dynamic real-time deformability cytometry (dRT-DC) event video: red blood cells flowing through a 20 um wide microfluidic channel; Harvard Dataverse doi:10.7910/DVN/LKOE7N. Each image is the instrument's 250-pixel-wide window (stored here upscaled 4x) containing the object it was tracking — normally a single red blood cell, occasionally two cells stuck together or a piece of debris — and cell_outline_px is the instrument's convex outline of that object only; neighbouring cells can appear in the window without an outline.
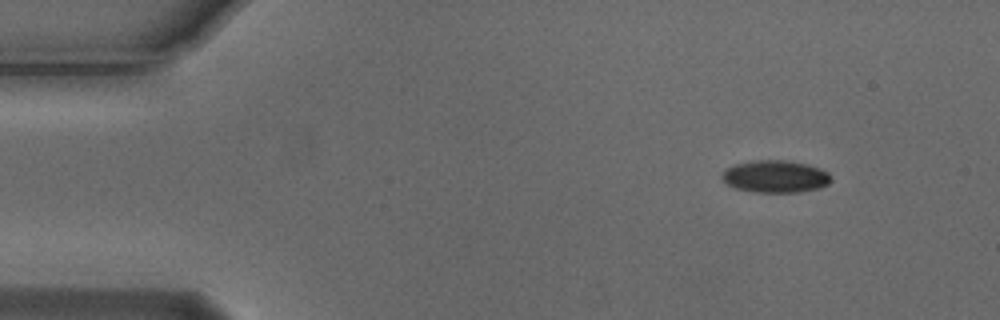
{"species": "Egyptian fruit bat (a non-hibernating species)", "species_latin": "Rousettus aegyptiacus", "temperature_condition": "cold", "stored_images_in_passage": 49, "camera_frame_rate_fps": 3000, "um_per_image_px": 0.085, "animal": {"sex": "male"}, "frame": {"image": 1, "passage_image": 1, "time_ms": 0.0, "image_size_px": [1000, 320], "cell_outline_px": [[832, 180], [828, 184], [820, 188], [796, 192], [752, 192], [736, 188], [728, 184], [720, 176], [724, 168], [736, 164], [756, 160], [784, 160], [808, 164], [820, 168], [828, 172]], "centroid_in_image_um": [65.9, 15.0], "position_along_channel_um": 19.1, "area_um2": 20.58}}
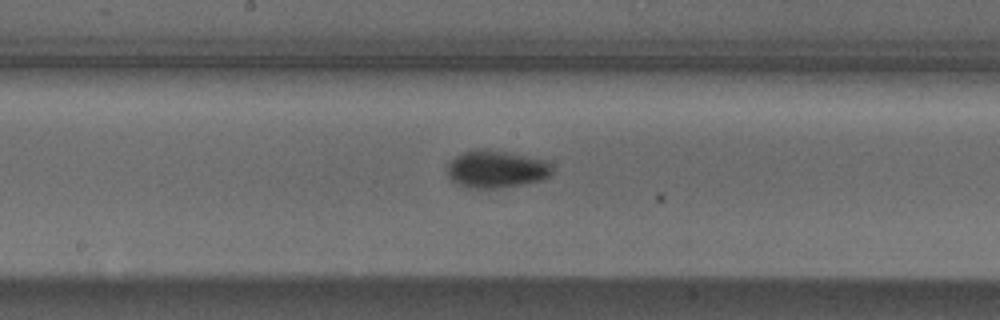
{"frame": {"image": 2, "passage_image": 23, "time_ms": 7.333, "image_size_px": [1000, 320], "cell_outline_px": [[552, 172], [544, 180], [496, 188], [464, 188], [456, 184], [448, 176], [448, 164], [456, 156], [464, 152], [504, 152], [544, 160], [552, 168]], "centroid_in_image_um": [42.16, 14.44], "position_along_channel_um": 206.0, "area_um2": 21.96}}
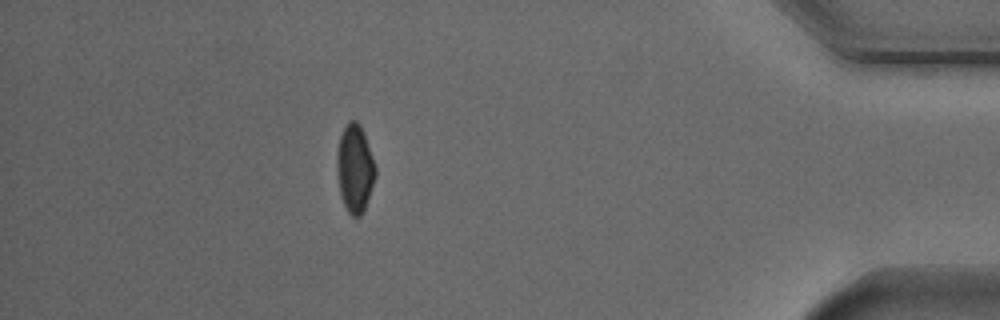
{"frame": {"image": 3, "passage_image": 43, "time_ms": 14.0, "image_size_px": [1000, 320], "cell_outline_px": [[376, 176], [364, 208], [360, 216], [352, 216], [348, 212], [340, 196], [336, 168], [336, 160], [340, 136], [344, 128], [352, 120], [356, 120], [360, 124], [364, 132], [376, 168]], "centroid_in_image_um": [30.15, 14.32], "position_along_channel_um": 405.0, "area_um2": 19.54}, "authors_computed_cell_mechanics": {"area_um2": 20.5768, "velocity_mm_per_s": 3.7553, "shape_relaxation_time_tau1_ms": 2.3292, "shape_relaxation_time_tau2_ms": null, "deformation_change_tau1": 0.1064, "deformation_change_tau2": null}}